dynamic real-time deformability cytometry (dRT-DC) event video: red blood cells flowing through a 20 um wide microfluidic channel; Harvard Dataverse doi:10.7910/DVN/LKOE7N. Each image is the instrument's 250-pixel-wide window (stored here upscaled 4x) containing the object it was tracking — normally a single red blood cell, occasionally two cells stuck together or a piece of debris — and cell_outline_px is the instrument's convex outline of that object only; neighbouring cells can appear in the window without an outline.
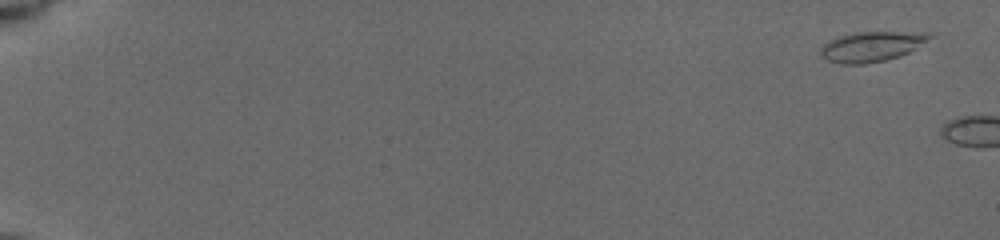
{"species": "common noctule bat (a hibernating species)", "species_latin": "Nyctalus noctula", "temperature_condition": "cold", "stored_images_in_passage": 3, "camera_frame_rate_fps": 3000, "um_per_image_px": 0.085, "animal": {"sex": "female", "body_mass_g": 19.5, "forearm_length_mm": 54.1}, "frame": {"image": 1, "passage_image": 1, "time_ms": 0.0, "image_size_px": [1000, 240], "cell_outline_px": [[932, 36], [928, 40], [916, 48], [900, 56], [884, 60], [864, 64], [840, 64], [828, 60], [820, 56], [820, 48], [828, 40], [840, 36], [856, 32], [932, 32]], "centroid_in_image_um": [74.07, 3.95], "position_along_channel_um": 10.9, "area_um2": 19.07}}